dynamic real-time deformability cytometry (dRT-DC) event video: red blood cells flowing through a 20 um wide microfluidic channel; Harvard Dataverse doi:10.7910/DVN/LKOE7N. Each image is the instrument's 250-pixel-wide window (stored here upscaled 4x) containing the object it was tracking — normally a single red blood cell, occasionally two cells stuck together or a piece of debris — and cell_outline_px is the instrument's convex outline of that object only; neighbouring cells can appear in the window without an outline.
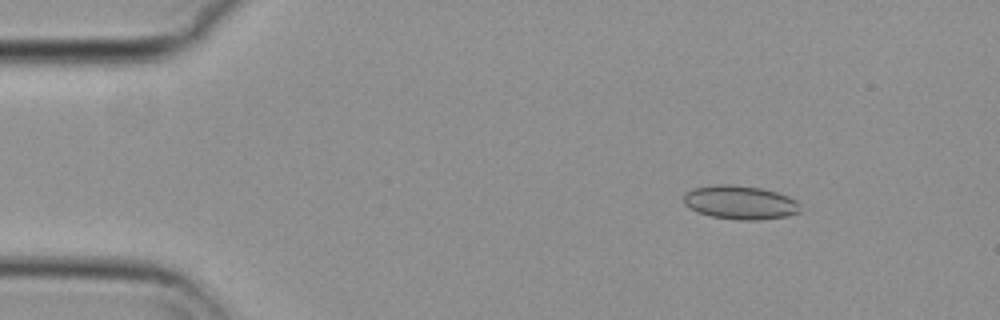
{"species": "common noctule bat (a hibernating species)", "species_latin": "Nyctalus noctula", "temperature_condition": "cold", "stored_images_in_passage": 55, "camera_frame_rate_fps": 3000, "um_per_image_px": 0.085, "animal": {"sex": "female", "body_mass_g": 29.2, "forearm_length_mm": 56.3}, "frame": {"image": 1, "passage_image": 7, "time_ms": 2.0, "image_size_px": [1000, 320], "cell_outline_px": [[800, 212], [788, 216], [756, 220], [740, 220], [712, 216], [700, 212], [684, 204], [684, 196], [688, 192], [696, 188], [716, 184], [732, 184], [760, 188], [776, 192], [788, 196], [796, 200], [800, 204]], "centroid_in_image_um": [62.97, 17.2], "position_along_channel_um": 22.0, "area_um2": 22.66}}
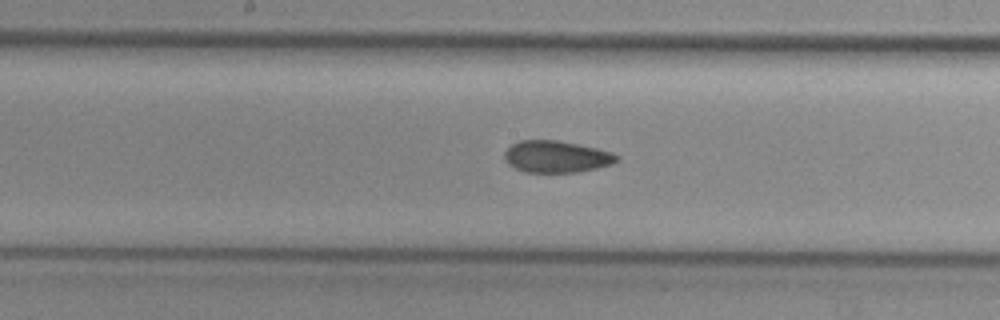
{"frame": {"image": 2, "passage_image": 28, "time_ms": 9.0, "image_size_px": [1000, 320], "cell_outline_px": [[620, 160], [612, 164], [596, 168], [576, 172], [524, 172], [508, 164], [504, 160], [504, 152], [512, 144], [520, 140], [556, 140], [596, 148], [612, 152], [620, 156]], "centroid_in_image_um": [47.29, 13.32], "position_along_channel_um": 200.9, "area_um2": 20.81}}
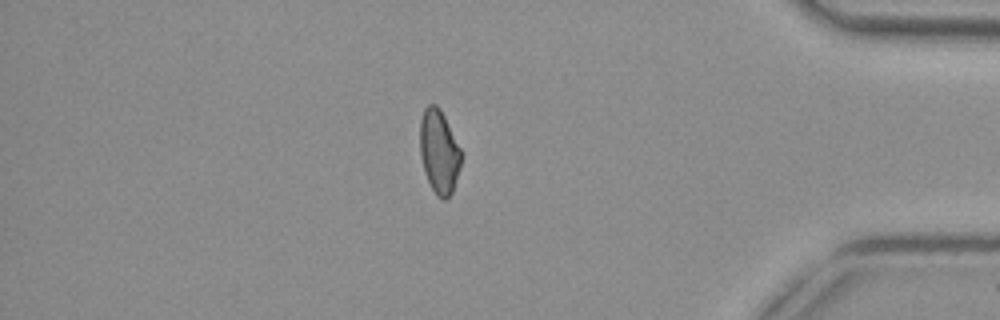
{"frame": {"image": 3, "passage_image": 47, "time_ms": 15.333, "image_size_px": [1000, 320], "cell_outline_px": [[460, 168], [452, 192], [444, 200], [440, 200], [436, 196], [424, 172], [420, 156], [420, 120], [424, 108], [428, 104], [436, 104], [440, 108], [460, 148]], "centroid_in_image_um": [37.3, 12.89], "position_along_channel_um": 397.9, "area_um2": 20.0}, "authors_computed_cell_mechanics": {"area_um2": 21.1548, "velocity_mm_per_s": 3.6906, "shape_relaxation_time_tau1_ms": null, "shape_relaxation_time_tau2_ms": 3.2632, "deformation_change_tau1": null, "deformation_change_tau2": 0.0848}}